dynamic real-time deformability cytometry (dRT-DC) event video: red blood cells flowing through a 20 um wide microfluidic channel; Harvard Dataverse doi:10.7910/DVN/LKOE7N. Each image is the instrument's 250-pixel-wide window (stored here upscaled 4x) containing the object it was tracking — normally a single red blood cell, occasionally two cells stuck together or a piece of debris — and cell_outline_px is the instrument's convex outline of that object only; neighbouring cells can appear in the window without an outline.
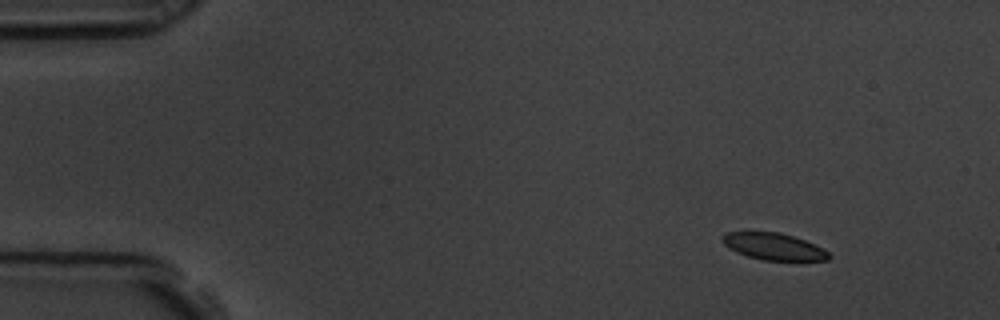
{"species": "common noctule bat (a hibernating species)", "species_latin": "Nyctalus noctula", "temperature_condition": "room temperature", "stored_images_in_passage": 8, "camera_frame_rate_fps": 3000, "um_per_image_px": 0.085, "animal": {"sex": "male", "body_mass_g": 19.5, "forearm_length_mm": 54.6}, "frame": {"image": 1, "passage_image": 1, "time_ms": 0.0, "image_size_px": [1000, 320], "cell_outline_px": [[832, 256], [828, 260], [764, 260], [748, 256], [736, 252], [728, 248], [720, 240], [720, 236], [724, 232], [780, 232], [804, 240], [828, 252]], "centroid_in_image_um": [65.69, 20.94], "position_along_channel_um": 19.3, "area_um2": 16.53}}
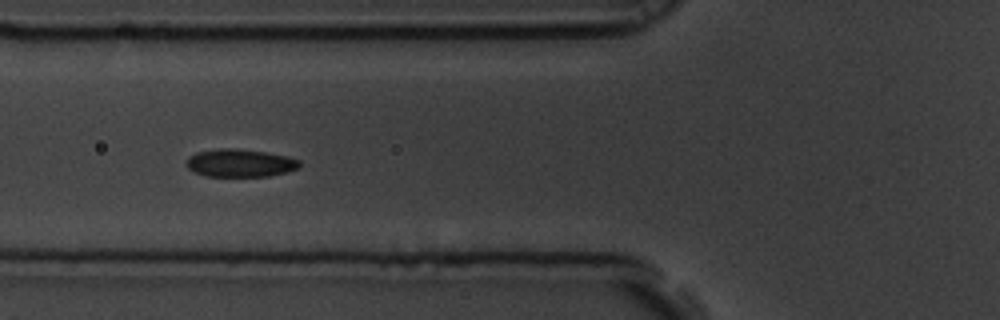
{"frame": {"image": 2, "passage_image": 5, "time_ms": 1.333, "image_size_px": [1000, 320], "cell_outline_px": [[300, 168], [288, 172], [268, 176], [204, 176], [188, 168], [184, 164], [188, 156], [196, 152], [220, 148], [236, 148], [264, 152], [288, 156], [300, 160]], "centroid_in_image_um": [20.4, 13.85], "position_along_channel_um": 105.4, "area_um2": 18.55}}
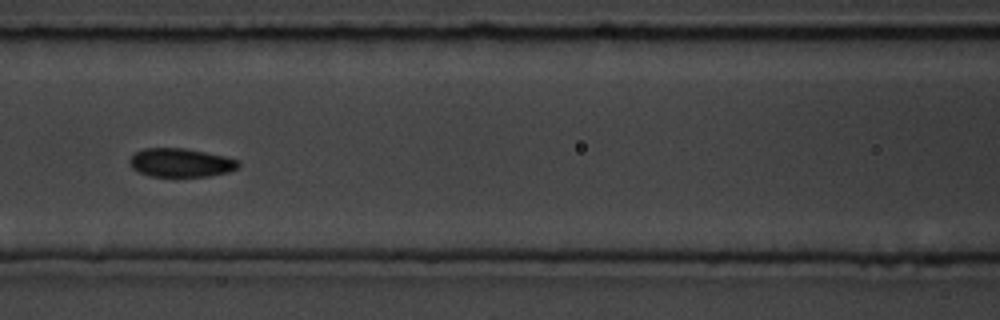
{"frame": {"image": 3, "passage_image": 6, "time_ms": 1.667, "image_size_px": [1000, 320], "cell_outline_px": [[240, 164], [236, 168], [228, 172], [208, 176], [152, 176], [140, 172], [132, 168], [128, 164], [128, 160], [136, 152], [144, 148], [184, 148], [224, 156], [240, 160]], "centroid_in_image_um": [15.35, 13.82], "position_along_channel_um": 151.2, "area_um2": 18.03}}